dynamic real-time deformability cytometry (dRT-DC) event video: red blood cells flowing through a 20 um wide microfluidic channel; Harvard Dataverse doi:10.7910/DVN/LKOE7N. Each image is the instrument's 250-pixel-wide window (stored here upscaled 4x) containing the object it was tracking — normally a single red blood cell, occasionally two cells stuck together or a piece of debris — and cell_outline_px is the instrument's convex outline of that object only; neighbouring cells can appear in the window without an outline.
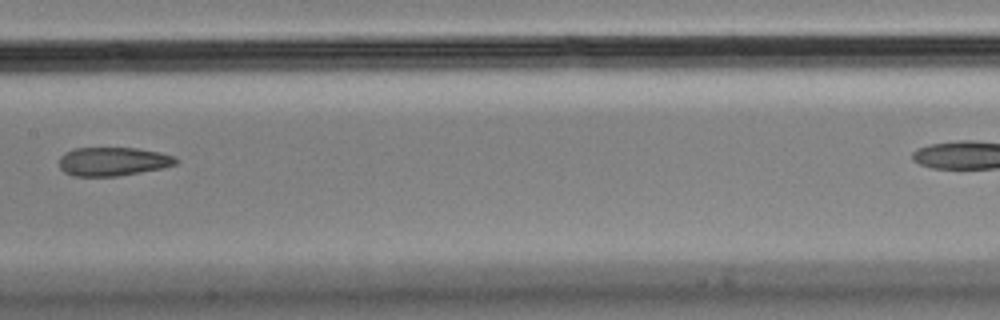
{"species": "Egyptian fruit bat (a non-hibernating species)", "species_latin": "Rousettus aegyptiacus", "temperature_condition": "cold", "stored_images_in_passage": 10, "camera_frame_rate_fps": 3000, "um_per_image_px": 0.085, "animal": {"sex": "male"}, "frame": {"image": 1, "passage_image": 4, "time_ms": 1.0, "image_size_px": [1000, 320], "cell_outline_px": [[180, 160], [176, 164], [164, 168], [116, 176], [72, 176], [64, 172], [60, 168], [60, 156], [64, 152], [72, 148], [136, 148], [160, 152], [176, 156]], "centroid_in_image_um": [9.62, 13.72], "position_along_channel_um": 197.8, "area_um2": 19.71}}
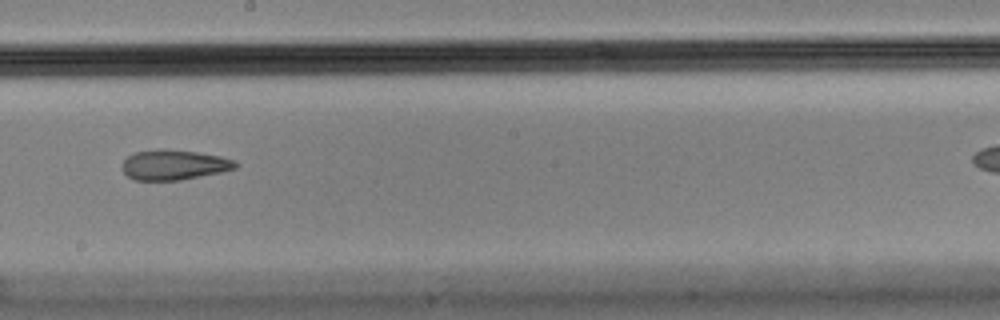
{"frame": {"image": 2, "passage_image": 5, "time_ms": 1.333, "image_size_px": [1000, 320], "cell_outline_px": [[240, 164], [236, 168], [224, 172], [180, 180], [136, 180], [128, 176], [124, 172], [124, 160], [128, 156], [136, 152], [156, 148], [160, 148], [196, 152], [220, 156], [236, 160]], "centroid_in_image_um": [14.85, 14.0], "position_along_channel_um": 233.3, "area_um2": 19.94}}
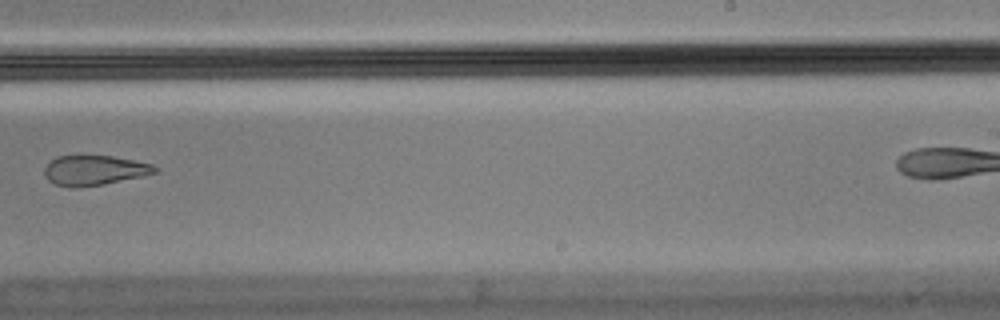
{"frame": {"image": 3, "passage_image": 6, "time_ms": 1.667, "image_size_px": [1000, 320], "cell_outline_px": [[160, 168], [156, 172], [144, 176], [104, 184], [76, 188], [68, 188], [56, 184], [48, 180], [44, 176], [44, 168], [56, 156], [112, 156], [136, 160], [152, 164]], "centroid_in_image_um": [8.04, 14.48], "position_along_channel_um": 281.0, "area_um2": 19.42}}